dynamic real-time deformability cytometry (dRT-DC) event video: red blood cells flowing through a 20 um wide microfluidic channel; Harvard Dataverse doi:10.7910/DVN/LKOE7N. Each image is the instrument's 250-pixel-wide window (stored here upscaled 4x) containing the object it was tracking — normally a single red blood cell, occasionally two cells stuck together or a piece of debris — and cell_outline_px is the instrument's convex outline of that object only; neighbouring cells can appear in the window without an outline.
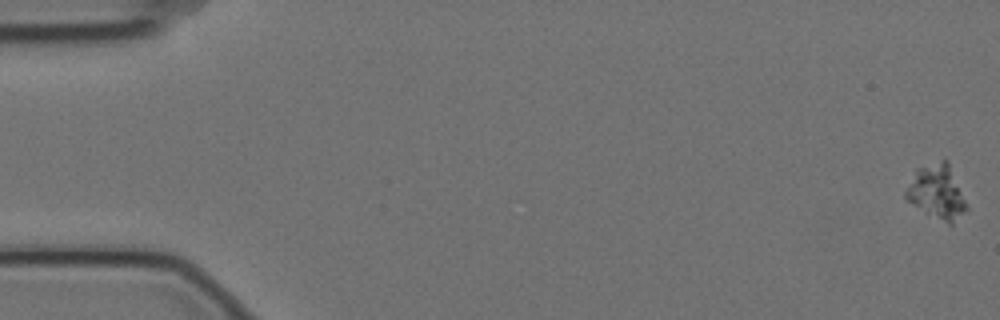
{"species": "Egyptian fruit bat (a non-hibernating species)", "species_latin": "Rousettus aegyptiacus", "temperature_condition": "cold", "stored_images_in_passage": 3, "camera_frame_rate_fps": 3000, "um_per_image_px": 0.085, "animal": {"sex": "female"}, "frame": {"image": 1, "passage_image": 1, "time_ms": 0.0, "image_size_px": [1000, 320], "cell_outline_px": [[968, 208], [952, 224], [948, 224], [924, 212], [912, 204], [904, 196], [904, 192], [916, 168], [944, 156], [948, 160]], "centroid_in_image_um": [79.61, 16.26], "position_along_channel_um": 5.4, "area_um2": 19.31}}